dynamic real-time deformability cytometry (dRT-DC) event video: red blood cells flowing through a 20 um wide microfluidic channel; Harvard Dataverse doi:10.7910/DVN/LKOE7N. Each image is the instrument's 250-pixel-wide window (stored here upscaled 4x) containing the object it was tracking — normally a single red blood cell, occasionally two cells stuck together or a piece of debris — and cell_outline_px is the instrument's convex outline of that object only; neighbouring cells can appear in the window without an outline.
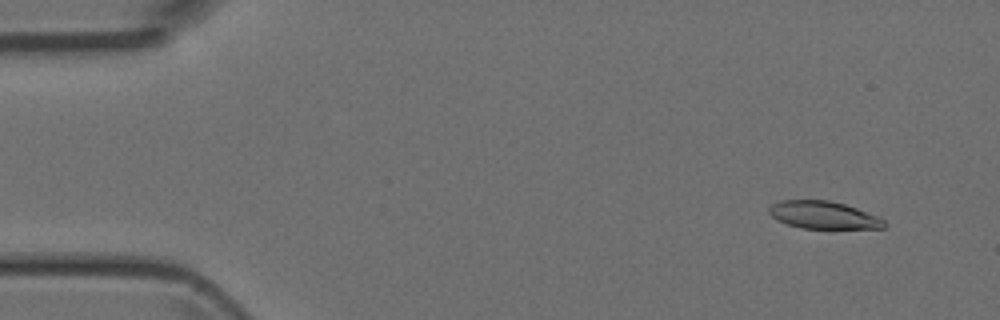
{"species": "Egyptian fruit bat (a non-hibernating species)", "species_latin": "Rousettus aegyptiacus", "temperature_condition": "room temperature", "stored_images_in_passage": 49, "segment_of_instrument_passage": [1, 2], "camera_frame_rate_fps": 3000, "um_per_image_px": 0.085, "animal": {"sex": "female"}, "frame": {"image": 1, "passage_image": 3, "time_ms": 0.667, "image_size_px": [1000, 320], "cell_outline_px": [[888, 224], [884, 228], [800, 228], [776, 220], [768, 212], [768, 208], [772, 204], [780, 200], [828, 200], [844, 204], [856, 208], [876, 216], [884, 220]], "centroid_in_image_um": [69.96, 18.28], "position_along_channel_um": 15.0, "area_um2": 18.38}}
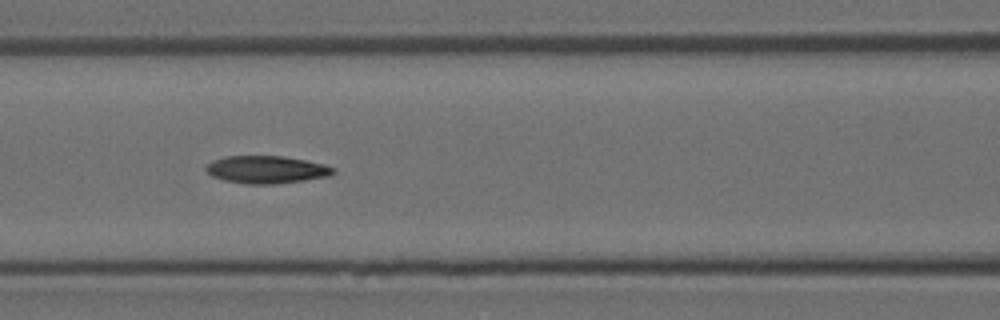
{"frame": {"image": 2, "passage_image": 20, "time_ms": 6.333, "image_size_px": [1000, 320], "cell_outline_px": [[336, 172], [328, 176], [304, 180], [272, 184], [244, 184], [224, 180], [212, 176], [204, 168], [212, 160], [224, 156], [284, 156], [324, 164], [336, 168]], "centroid_in_image_um": [22.64, 14.41], "position_along_channel_um": 144.0, "area_um2": 20.46}}
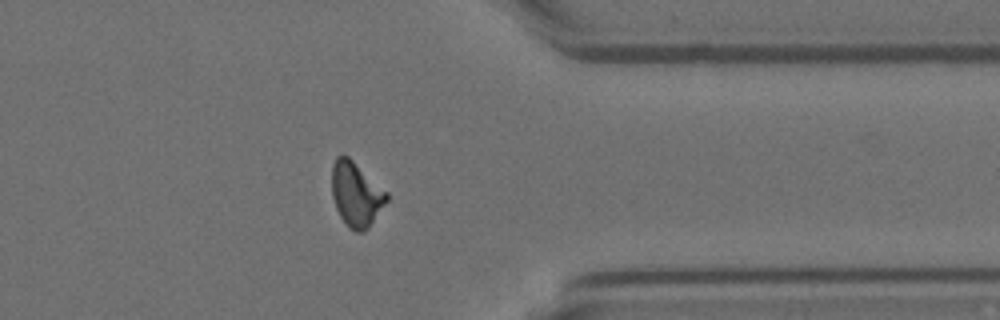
{"frame": {"image": 3, "passage_image": 38, "time_ms": 12.333, "image_size_px": [1000, 320], "cell_outline_px": [[388, 200], [368, 228], [364, 232], [356, 232], [348, 228], [340, 216], [336, 208], [332, 196], [332, 164], [336, 156], [348, 156], [388, 192]], "centroid_in_image_um": [30.27, 16.52], "position_along_channel_um": 381.1, "area_um2": 20.63}}